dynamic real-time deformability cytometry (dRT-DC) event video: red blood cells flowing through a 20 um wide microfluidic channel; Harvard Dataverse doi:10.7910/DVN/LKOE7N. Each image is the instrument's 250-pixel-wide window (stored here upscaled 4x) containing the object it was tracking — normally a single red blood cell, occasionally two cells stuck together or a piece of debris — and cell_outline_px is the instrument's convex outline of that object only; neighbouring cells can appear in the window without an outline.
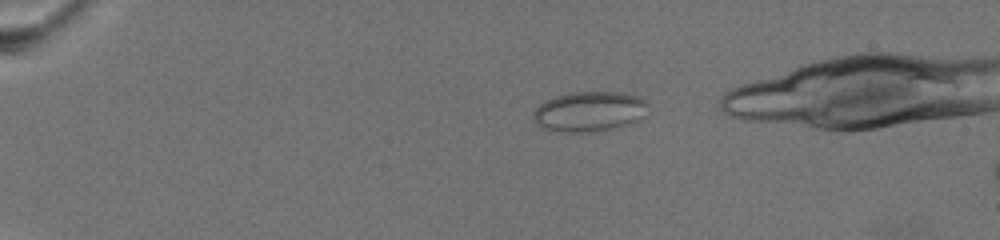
{"species": "common noctule bat (a hibernating species)", "species_latin": "Nyctalus noctula", "temperature_condition": "warm", "stored_images_in_passage": 51, "camera_frame_rate_fps": 3000, "um_per_image_px": 0.085, "animal": {"sex": "female", "body_mass_g": 19.5, "forearm_length_mm": 54.1}, "frame": {"image": 1, "passage_image": 1, "time_ms": 0.0, "image_size_px": [1000, 240], "cell_outline_px": [[648, 104], [644, 116], [632, 124], [608, 128], [580, 132], [560, 132], [544, 128], [536, 124], [532, 116], [532, 112], [544, 100], [556, 96], [576, 92], [620, 92], [636, 96], [644, 100]], "centroid_in_image_um": [50.07, 9.47], "position_along_channel_um": 34.9, "area_um2": 26.59}}
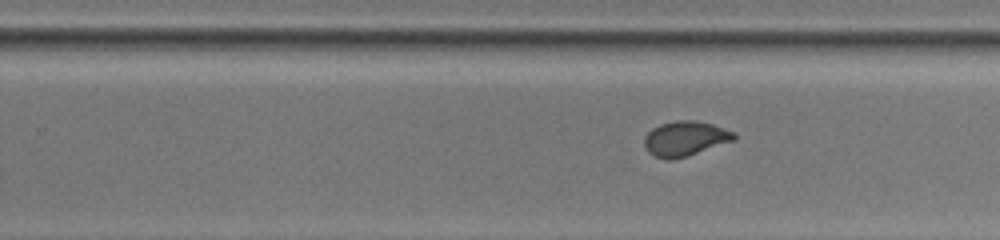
{"frame": {"image": 2, "passage_image": 32, "time_ms": 10.333, "image_size_px": [1000, 240], "cell_outline_px": [[736, 140], [688, 156], [672, 160], [664, 160], [648, 152], [644, 148], [644, 136], [652, 128], [660, 124], [676, 120], [696, 120], [712, 124], [736, 132]], "centroid_in_image_um": [58.24, 11.78], "position_along_channel_um": 271.6, "area_um2": 18.55}}
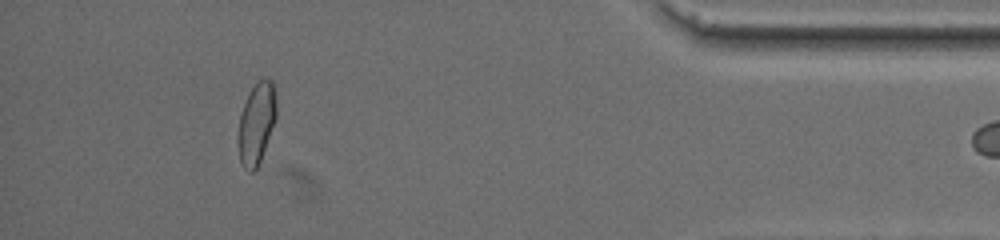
{"frame": {"image": 3, "passage_image": 50, "time_ms": 16.333, "image_size_px": [1000, 240], "cell_outline_px": [[276, 116], [260, 160], [256, 168], [252, 172], [248, 172], [244, 168], [240, 160], [236, 140], [236, 136], [240, 116], [244, 104], [252, 88], [264, 76], [272, 80], [276, 92]], "centroid_in_image_um": [21.78, 10.47], "position_along_channel_um": 413.4, "area_um2": 18.09}}